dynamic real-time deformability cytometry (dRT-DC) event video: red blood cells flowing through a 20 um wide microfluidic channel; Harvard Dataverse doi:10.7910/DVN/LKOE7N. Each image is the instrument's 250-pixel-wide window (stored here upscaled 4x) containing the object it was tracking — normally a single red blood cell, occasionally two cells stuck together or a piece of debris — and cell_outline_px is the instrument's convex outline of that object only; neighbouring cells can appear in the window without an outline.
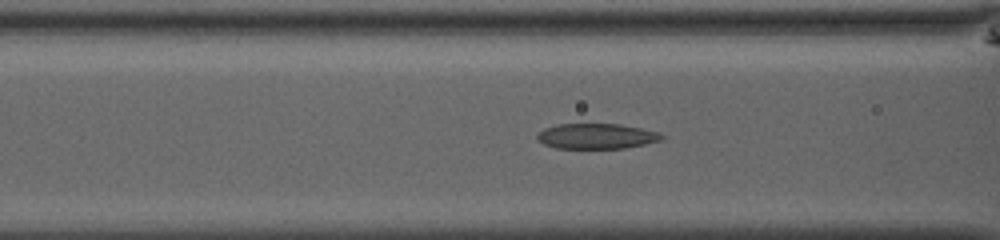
{"species": "common noctule bat (a hibernating species)", "species_latin": "Nyctalus noctula", "temperature_condition": "room temperature", "stored_images_in_passage": 35, "camera_frame_rate_fps": 3000, "um_per_image_px": 0.085, "animal": {"sex": "male", "body_mass_g": 13.0, "forearm_length_mm": 53.1}, "frame": {"image": 1, "passage_image": 7, "time_ms": 2.0, "image_size_px": [1000, 240], "cell_outline_px": [[664, 136], [660, 140], [644, 144], [624, 148], [556, 148], [544, 144], [536, 140], [536, 136], [544, 128], [556, 124], [620, 124], [660, 132]], "centroid_in_image_um": [50.67, 11.57], "position_along_channel_um": 115.9, "area_um2": 18.32}}
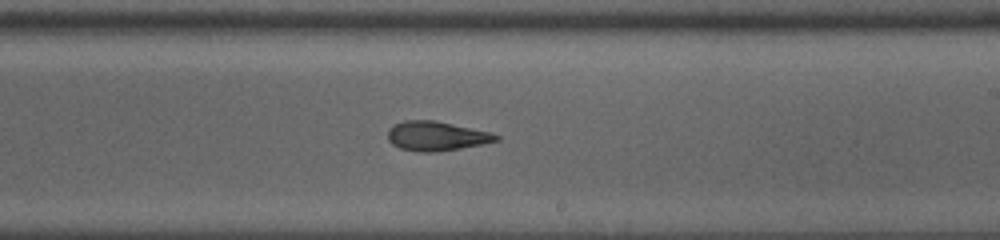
{"frame": {"image": 2, "passage_image": 17, "time_ms": 5.333, "image_size_px": [1000, 240], "cell_outline_px": [[500, 140], [460, 148], [432, 152], [420, 152], [400, 148], [392, 144], [388, 140], [388, 128], [392, 124], [404, 120], [436, 120], [488, 132], [500, 136]], "centroid_in_image_um": [37.03, 11.55], "position_along_channel_um": 252.0, "area_um2": 18.44}}
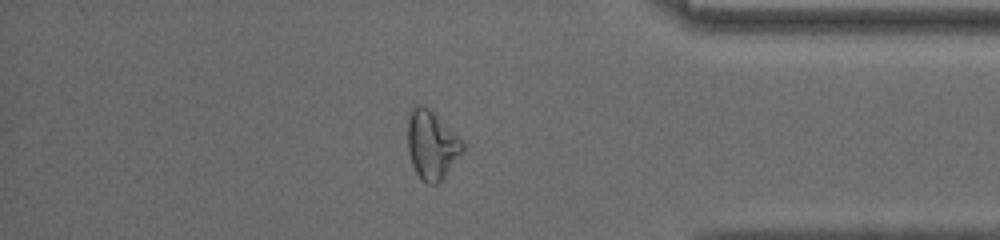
{"frame": {"image": 3, "passage_image": 29, "time_ms": 9.333, "image_size_px": [1000, 240], "cell_outline_px": [[464, 152], [444, 176], [436, 184], [428, 184], [416, 172], [412, 164], [408, 152], [408, 116], [412, 108], [416, 104], [420, 104], [428, 108], [464, 140]], "centroid_in_image_um": [36.71, 12.3], "position_along_channel_um": 398.5, "area_um2": 21.91}}